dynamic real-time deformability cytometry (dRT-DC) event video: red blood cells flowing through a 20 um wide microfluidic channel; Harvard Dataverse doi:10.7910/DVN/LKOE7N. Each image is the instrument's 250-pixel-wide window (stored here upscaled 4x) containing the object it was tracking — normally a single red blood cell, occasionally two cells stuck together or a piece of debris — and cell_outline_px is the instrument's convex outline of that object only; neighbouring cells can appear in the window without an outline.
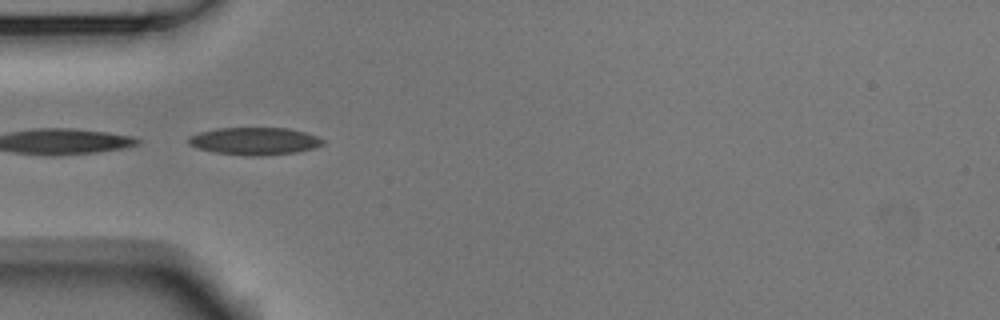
{"species": "Egyptian fruit bat (a non-hibernating species)", "species_latin": "Rousettus aegyptiacus", "temperature_condition": "room temperature", "stored_images_in_passage": 22, "camera_frame_rate_fps": 3000, "um_per_image_px": 0.085, "animal": {"sex": "male"}, "frame": {"image": 1, "passage_image": 1, "time_ms": 0.0, "image_size_px": [1000, 320], "cell_outline_px": [[324, 144], [312, 148], [296, 152], [260, 156], [248, 156], [216, 152], [196, 148], [188, 144], [188, 136], [200, 132], [216, 128], [288, 128], [304, 132], [316, 136], [324, 140]], "centroid_in_image_um": [21.61, 11.99], "position_along_channel_um": 63.4, "area_um2": 21.44}}
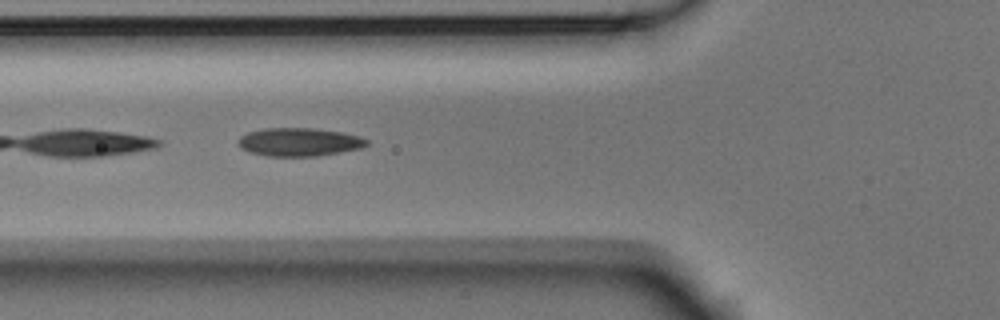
{"frame": {"image": 2, "passage_image": 4, "time_ms": 1.0, "image_size_px": [1000, 320], "cell_outline_px": [[368, 144], [360, 148], [340, 152], [316, 156], [268, 156], [248, 152], [240, 148], [240, 136], [248, 132], [264, 128], [312, 128], [344, 132], [360, 136], [368, 140]], "centroid_in_image_um": [25.44, 12.07], "position_along_channel_um": 100.4, "area_um2": 21.15}}